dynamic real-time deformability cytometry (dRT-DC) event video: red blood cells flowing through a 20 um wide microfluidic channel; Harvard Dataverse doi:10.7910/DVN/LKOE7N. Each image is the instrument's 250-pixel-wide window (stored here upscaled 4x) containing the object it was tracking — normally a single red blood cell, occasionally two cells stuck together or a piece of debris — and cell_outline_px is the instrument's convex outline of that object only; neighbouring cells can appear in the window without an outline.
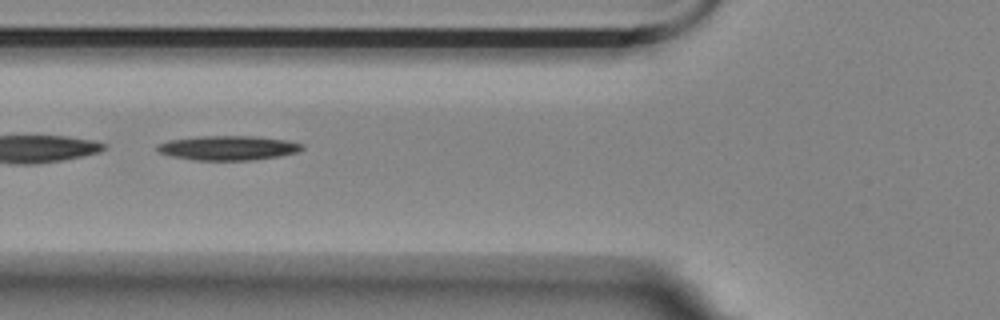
{"species": "Egyptian fruit bat (a non-hibernating species)", "species_latin": "Rousettus aegyptiacus", "temperature_condition": "room temperature", "stored_images_in_passage": 42, "camera_frame_rate_fps": 3000, "um_per_image_px": 0.085, "animal": {"sex": "female"}, "frame": {"image": 1, "passage_image": 8, "time_ms": 2.333, "image_size_px": [1000, 320], "cell_outline_px": [[304, 148], [296, 152], [280, 156], [252, 160], [192, 160], [168, 156], [156, 152], [156, 144], [168, 140], [196, 136], [252, 136], [284, 140], [304, 144]], "centroid_in_image_um": [19.29, 12.57], "position_along_channel_um": 106.5, "area_um2": 20.87}}
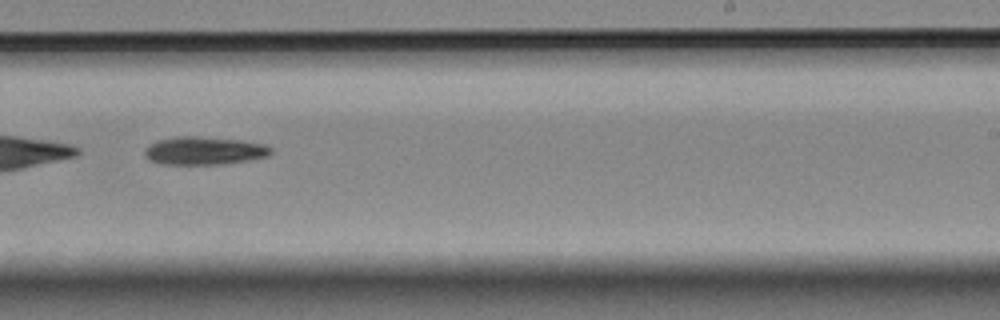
{"frame": {"image": 2, "passage_image": 22, "time_ms": 7.0, "image_size_px": [1000, 320], "cell_outline_px": [[272, 152], [268, 156], [248, 160], [220, 164], [160, 164], [148, 160], [144, 156], [144, 148], [148, 144], [156, 140], [180, 136], [192, 136], [240, 140], [264, 144], [272, 148]], "centroid_in_image_um": [17.29, 12.81], "position_along_channel_um": 271.7, "area_um2": 20.69}}
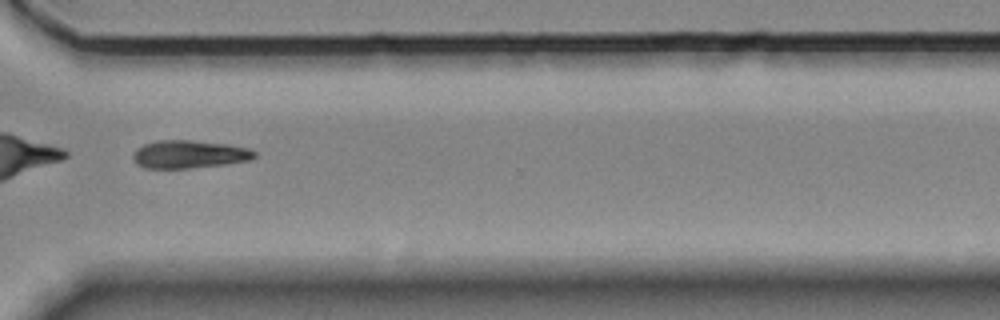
{"frame": {"image": 3, "passage_image": 29, "time_ms": 9.333, "image_size_px": [1000, 320], "cell_outline_px": [[256, 156], [252, 160], [224, 164], [188, 168], [144, 168], [136, 164], [132, 156], [136, 148], [144, 144], [156, 140], [192, 140], [228, 144], [252, 148], [256, 152]], "centroid_in_image_um": [16.1, 13.1], "position_along_channel_um": 354.5, "area_um2": 20.0}, "authors_computed_cell_mechanics": {"area_um2": 20.3745, "velocity_mm_per_s": 3.5384, "shape_relaxation_time_tau1_ms": 8.6624, "shape_relaxation_time_tau2_ms": null, "deformation_change_tau1": 0.1565, "deformation_change_tau2": null}}